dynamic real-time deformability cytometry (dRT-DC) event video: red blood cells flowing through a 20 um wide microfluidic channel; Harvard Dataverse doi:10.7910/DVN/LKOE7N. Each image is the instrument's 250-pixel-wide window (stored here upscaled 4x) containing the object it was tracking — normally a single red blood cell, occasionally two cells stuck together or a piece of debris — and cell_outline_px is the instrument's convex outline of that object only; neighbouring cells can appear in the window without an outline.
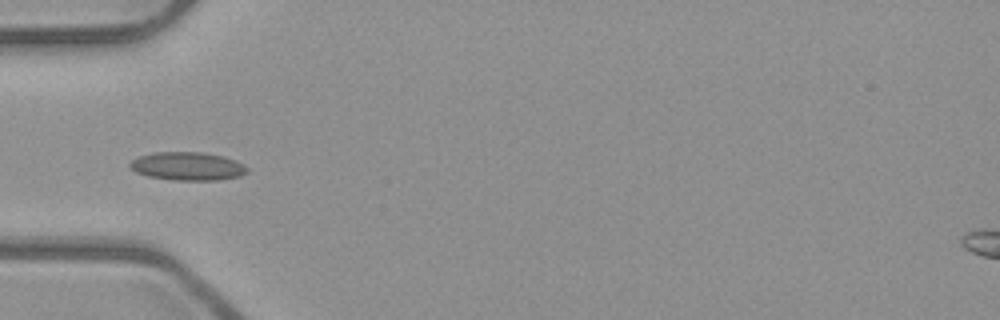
{"species": "common noctule bat (a hibernating species)", "species_latin": "Nyctalus noctula", "temperature_condition": "room temperature", "stored_images_in_passage": 7, "camera_frame_rate_fps": 3000, "um_per_image_px": 0.085, "animal": {"sex": "male", "body_mass_g": 23.1, "forearm_length_mm": 52.7}, "frame": {"image": 1, "passage_image": 6, "time_ms": 1.667, "image_size_px": [1000, 320], "cell_outline_px": [[248, 172], [240, 176], [216, 180], [172, 180], [148, 176], [136, 172], [128, 164], [132, 160], [140, 156], [156, 152], [204, 152], [224, 156], [236, 160], [244, 164], [248, 168]], "centroid_in_image_um": [15.98, 14.12], "position_along_channel_um": 69.0, "area_um2": 19.36}}
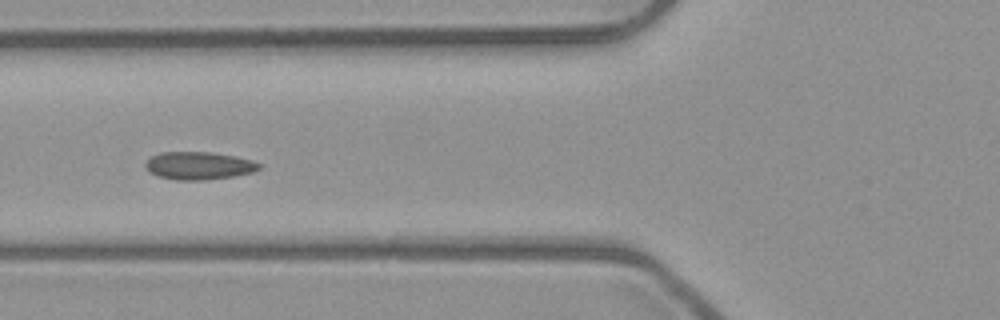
{"frame": {"image": 2, "passage_image": 7, "time_ms": 2.0, "image_size_px": [1000, 320], "cell_outline_px": [[260, 168], [252, 172], [232, 176], [204, 180], [176, 180], [156, 176], [148, 172], [144, 164], [152, 156], [160, 152], [212, 152], [236, 156], [252, 160], [260, 164]], "centroid_in_image_um": [16.86, 14.08], "position_along_channel_um": 108.9, "area_um2": 18.44}}